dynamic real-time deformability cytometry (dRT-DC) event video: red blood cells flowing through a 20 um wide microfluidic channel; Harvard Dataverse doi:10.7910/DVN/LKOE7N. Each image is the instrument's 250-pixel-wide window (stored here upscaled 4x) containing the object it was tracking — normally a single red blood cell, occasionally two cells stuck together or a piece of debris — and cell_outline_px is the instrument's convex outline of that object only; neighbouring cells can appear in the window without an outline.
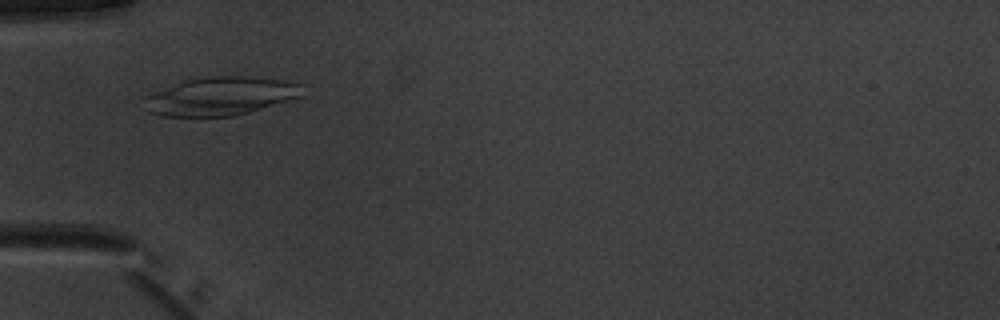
{"species": "common noctule bat (a hibernating species)", "species_latin": "Nyctalus noctula", "temperature_condition": "warm", "stored_images_in_passage": 44, "camera_frame_rate_fps": 3000, "um_per_image_px": 0.085, "animal": {"sex": "male", "body_mass_g": 20.1, "forearm_length_mm": 53.5}, "frame": {"image": 1, "passage_image": 10, "time_ms": 3.0, "image_size_px": [1000, 320], "cell_outline_px": [[300, 96], [288, 100], [236, 116], [164, 116], [148, 112], [144, 96], [184, 80], [208, 76], [244, 76], [280, 80], [300, 84]], "centroid_in_image_um": [18.69, 8.18], "position_along_channel_um": 66.3, "area_um2": 34.74}}
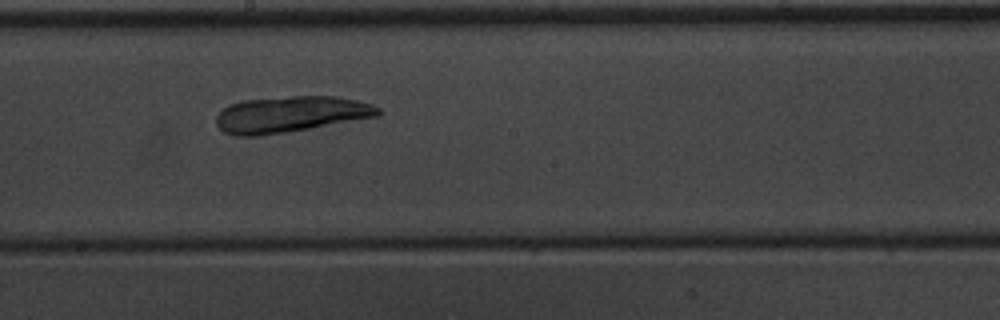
{"frame": {"image": 2, "passage_image": 22, "time_ms": 7.0, "image_size_px": [1000, 320], "cell_outline_px": [[384, 112], [380, 116], [288, 132], [256, 136], [236, 136], [224, 132], [216, 124], [216, 116], [228, 104], [244, 100], [292, 96], [340, 96], [372, 104], [380, 108]], "centroid_in_image_um": [24.73, 9.71], "position_along_channel_um": 223.5, "area_um2": 34.33}}
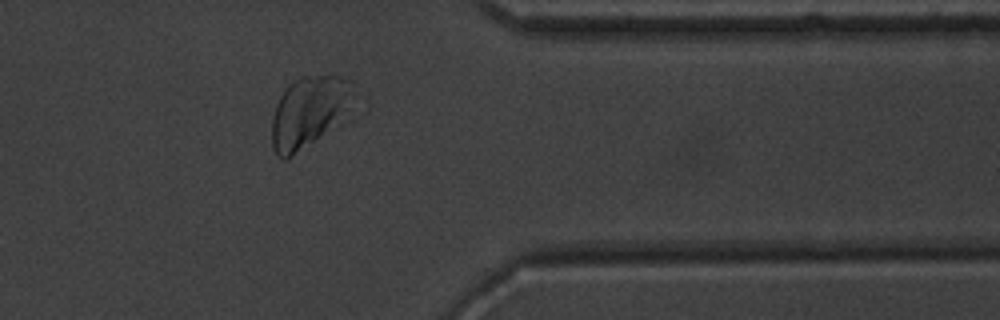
{"frame": {"image": 3, "passage_image": 35, "time_ms": 11.333, "image_size_px": [1000, 320], "cell_outline_px": [[368, 108], [360, 116], [348, 124], [292, 156], [284, 160], [280, 160], [272, 148], [272, 116], [276, 104], [280, 96], [288, 84], [304, 76], [340, 76], [352, 80], [368, 104]], "centroid_in_image_um": [26.65, 9.53], "position_along_channel_um": 384.7, "area_um2": 38.49}}